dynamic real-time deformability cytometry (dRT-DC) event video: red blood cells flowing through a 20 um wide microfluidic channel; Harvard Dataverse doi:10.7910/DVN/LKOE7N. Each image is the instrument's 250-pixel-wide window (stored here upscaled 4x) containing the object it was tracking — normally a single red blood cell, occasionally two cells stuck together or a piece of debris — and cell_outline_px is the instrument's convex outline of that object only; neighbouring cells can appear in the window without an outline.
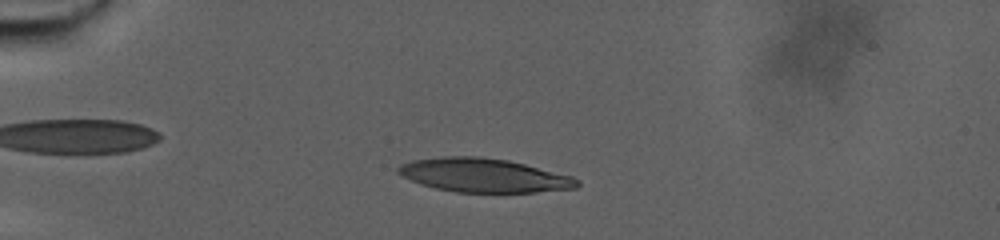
{"species": "human", "species_latin": "Homo sapiens", "temperature_condition": "warm", "stored_images_in_passage": 92, "camera_frame_rate_fps": 3000, "um_per_image_px": 0.085, "donor": {"sex": "male"}, "frame": {"image": 1, "passage_image": 25, "time_ms": 8.0, "image_size_px": [1000, 240], "cell_outline_px": [[580, 184], [576, 188], [536, 192], [456, 192], [436, 188], [420, 184], [396, 172], [396, 168], [400, 164], [412, 160], [444, 156], [480, 156], [508, 160], [572, 176], [580, 180]], "centroid_in_image_um": [41.12, 14.89], "position_along_channel_um": 43.9, "area_um2": 35.2}}
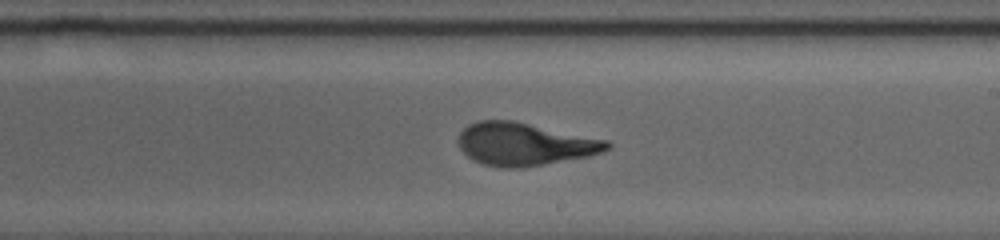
{"frame": {"image": 2, "passage_image": 57, "time_ms": 18.667, "image_size_px": [1000, 240], "cell_outline_px": [[612, 144], [604, 152], [588, 156], [544, 164], [520, 168], [504, 168], [484, 164], [472, 160], [460, 148], [460, 132], [468, 124], [476, 120], [512, 120], [608, 140]], "centroid_in_image_um": [44.59, 12.24], "position_along_channel_um": 244.4, "area_um2": 36.88}}
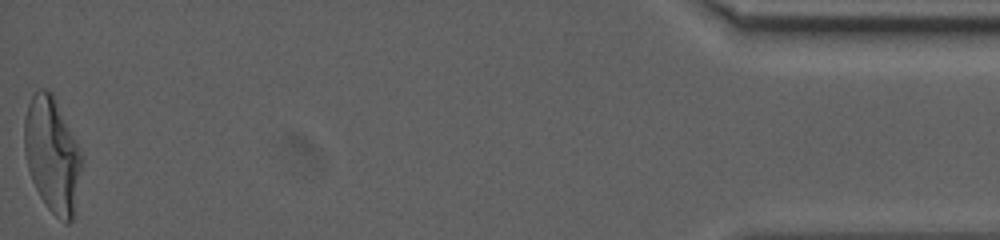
{"frame": {"image": 3, "passage_image": 92, "time_ms": 30.333, "image_size_px": [1000, 240], "cell_outline_px": [[84, 160], [72, 220], [68, 224], [64, 224], [48, 208], [40, 196], [32, 180], [28, 168], [24, 152], [24, 116], [28, 104], [32, 96], [40, 88], [44, 88], [52, 92]], "centroid_in_image_um": [4.43, 13.18], "position_along_channel_um": 430.8, "area_um2": 38.26}}